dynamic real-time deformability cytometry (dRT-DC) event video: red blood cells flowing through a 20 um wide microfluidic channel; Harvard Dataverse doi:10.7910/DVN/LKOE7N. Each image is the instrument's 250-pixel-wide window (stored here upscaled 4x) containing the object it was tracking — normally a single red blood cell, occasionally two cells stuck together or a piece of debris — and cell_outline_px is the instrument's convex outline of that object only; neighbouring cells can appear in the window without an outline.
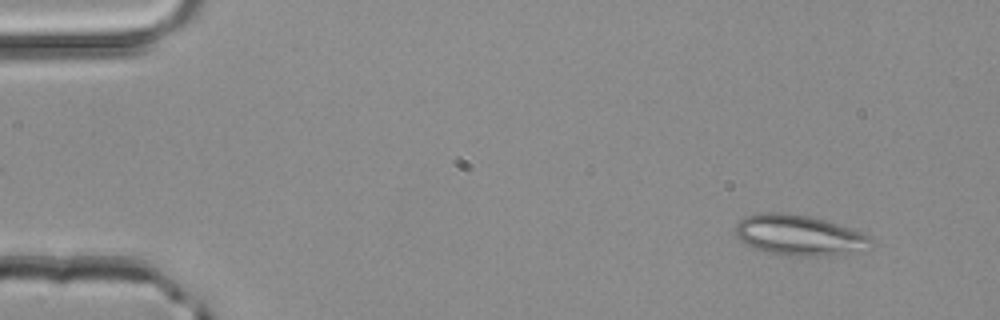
{"species": "common noctule bat (a hibernating species)", "species_latin": "Nyctalus noctula", "temperature_condition": "room temperature", "stored_images_in_passage": 51, "camera_frame_rate_fps": 3000, "um_per_image_px": 0.085, "animal": {"sex": "male", "body_mass_g": 20.4}, "frame": {"image": 1, "passage_image": 5, "time_ms": 1.333, "image_size_px": [1000, 320], "cell_outline_px": [[876, 244], [832, 256], [788, 256], [764, 252], [740, 240], [736, 236], [732, 228], [744, 216], [760, 212], [784, 212], [808, 216], [824, 220], [864, 232], [872, 236]], "centroid_in_image_um": [67.89, 19.98], "position_along_channel_um": 17.1, "area_um2": 32.31}}
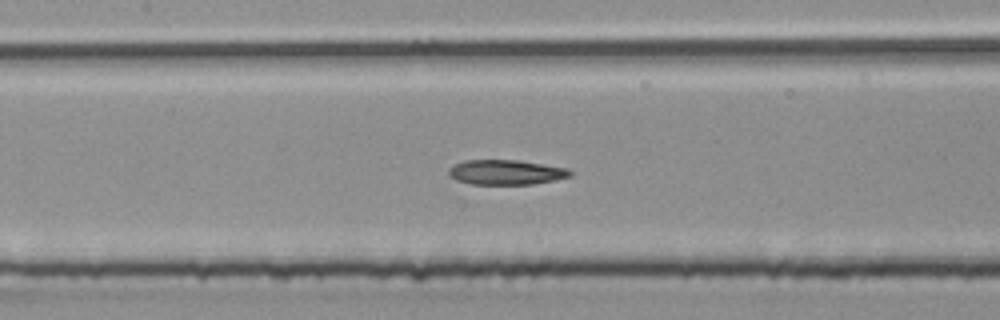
{"frame": {"image": 2, "passage_image": 24, "time_ms": 7.667, "image_size_px": [1000, 320], "cell_outline_px": [[572, 176], [556, 180], [532, 184], [472, 184], [456, 180], [448, 172], [448, 168], [464, 160], [516, 160], [568, 168], [572, 172]], "centroid_in_image_um": [43.03, 14.64], "position_along_channel_um": 164.4, "area_um2": 17.51}}
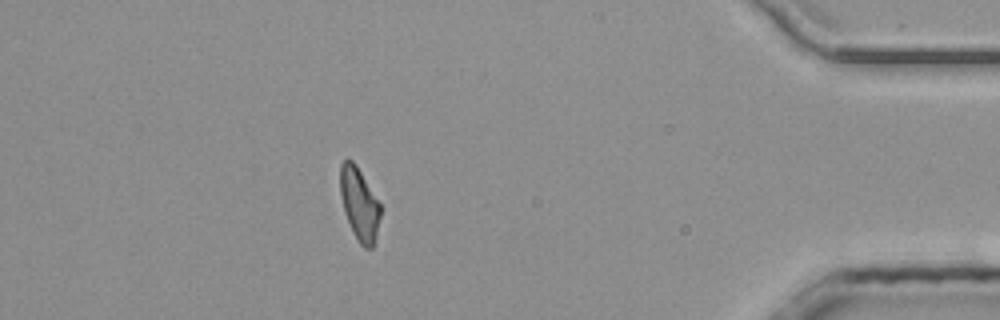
{"frame": {"image": 3, "passage_image": 45, "time_ms": 14.667, "image_size_px": [1000, 320], "cell_outline_px": [[380, 216], [372, 248], [364, 248], [360, 244], [352, 232], [344, 212], [340, 192], [340, 164], [344, 160], [352, 160], [356, 164], [380, 204]], "centroid_in_image_um": [30.52, 17.33], "position_along_channel_um": 404.7, "area_um2": 16.76}, "authors_computed_cell_mechanics": {"area_um2": 17.9758, "velocity_mm_per_s": 4.1321, "shape_relaxation_time_tau1_ms": null, "shape_relaxation_time_tau2_ms": 4.5481, "deformation_change_tau1": null, "deformation_change_tau2": 0.1248}}